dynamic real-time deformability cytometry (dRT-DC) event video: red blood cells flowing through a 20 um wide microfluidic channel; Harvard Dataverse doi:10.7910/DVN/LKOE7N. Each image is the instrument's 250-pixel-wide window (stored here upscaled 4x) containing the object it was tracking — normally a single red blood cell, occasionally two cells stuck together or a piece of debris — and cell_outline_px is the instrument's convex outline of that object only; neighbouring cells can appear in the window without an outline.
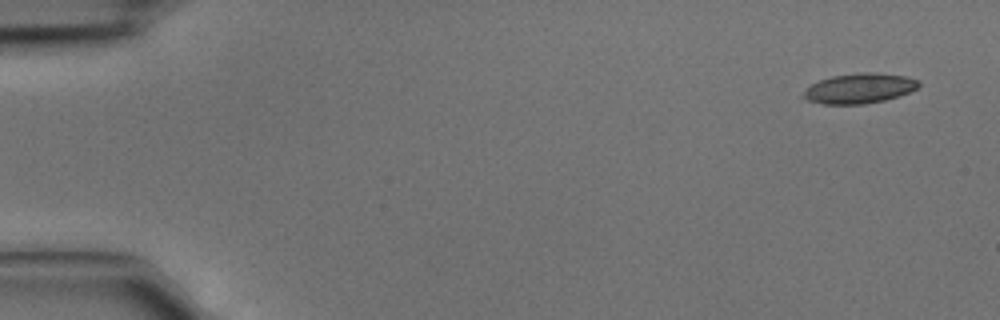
{"species": "common noctule bat (a hibernating species)", "species_latin": "Nyctalus noctula", "temperature_condition": "cold", "stored_images_in_passage": 6, "camera_frame_rate_fps": 3000, "um_per_image_px": 0.085, "animal": {"sex": "male", "body_mass_g": 15.6}, "frame": {"image": 1, "passage_image": 1, "time_ms": 0.0, "image_size_px": [1000, 320], "cell_outline_px": [[920, 84], [916, 88], [900, 96], [884, 100], [864, 104], [824, 104], [808, 100], [800, 96], [812, 84], [820, 80], [832, 76], [860, 72], [872, 72], [904, 76], [920, 80]], "centroid_in_image_um": [73.05, 7.51], "position_along_channel_um": 11.9, "area_um2": 20.06}}